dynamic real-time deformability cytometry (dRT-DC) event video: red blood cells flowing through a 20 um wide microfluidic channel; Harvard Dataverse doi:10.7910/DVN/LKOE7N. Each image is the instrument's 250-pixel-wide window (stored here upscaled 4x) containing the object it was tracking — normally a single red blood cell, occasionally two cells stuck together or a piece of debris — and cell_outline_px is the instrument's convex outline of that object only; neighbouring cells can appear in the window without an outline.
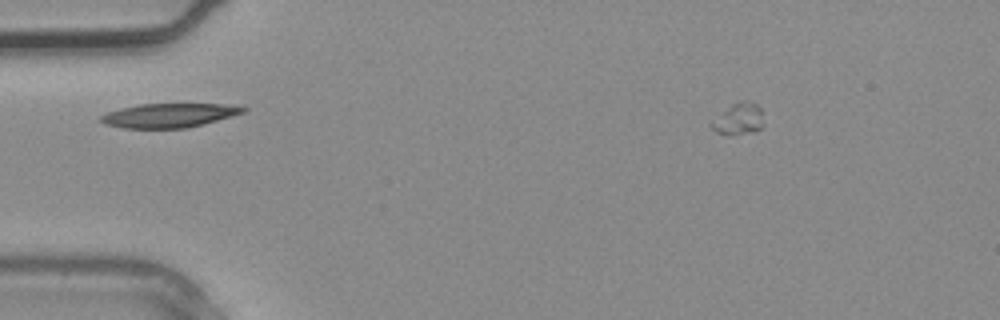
{"species": "common noctule bat (a hibernating species)", "species_latin": "Nyctalus noctula", "temperature_condition": "warm", "stored_images_in_passage": 3, "camera_frame_rate_fps": 3000, "um_per_image_px": 0.085, "animal": {"sex": "male", "body_mass_g": 20.4}, "frame": {"image": 1, "passage_image": 2, "time_ms": 0.333, "image_size_px": [1000, 320], "cell_outline_px": [[248, 108], [244, 112], [232, 116], [204, 124], [184, 128], [124, 128], [104, 124], [100, 120], [100, 116], [108, 112], [120, 108], [140, 104], [220, 104]], "centroid_in_image_um": [14.33, 9.81], "position_along_channel_um": 70.7, "area_um2": 19.77}}